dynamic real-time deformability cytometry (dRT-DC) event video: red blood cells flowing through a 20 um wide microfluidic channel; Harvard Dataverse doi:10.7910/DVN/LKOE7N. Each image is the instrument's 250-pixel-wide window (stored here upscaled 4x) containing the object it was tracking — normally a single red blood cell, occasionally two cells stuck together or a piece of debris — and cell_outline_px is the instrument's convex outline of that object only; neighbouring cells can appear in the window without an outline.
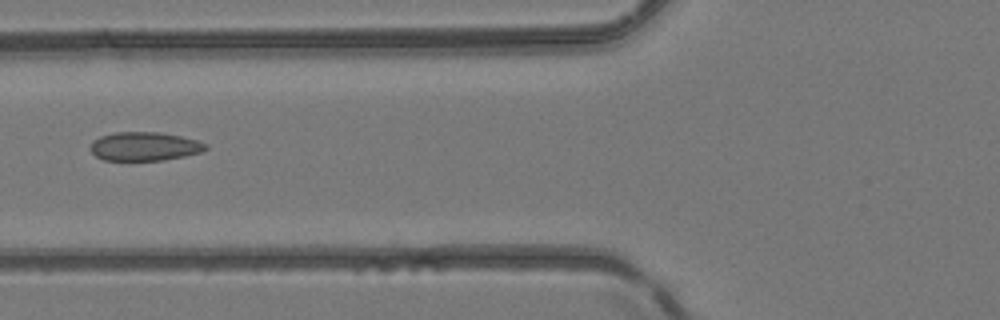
{"species": "common noctule bat (a hibernating species)", "species_latin": "Nyctalus noctula", "temperature_condition": "room temperature", "stored_images_in_passage": 4, "camera_frame_rate_fps": 3000, "um_per_image_px": 0.085, "animal": {"sex": "female", "body_mass_g": 24.6, "forearm_length_mm": 56.2}, "frame": {"image": 1, "passage_image": 4, "time_ms": 3.333, "image_size_px": [1000, 320], "cell_outline_px": [[208, 148], [200, 152], [184, 156], [164, 160], [104, 160], [96, 156], [88, 148], [92, 140], [100, 136], [116, 132], [160, 132], [180, 136], [196, 140], [208, 144]], "centroid_in_image_um": [12.25, 12.44], "position_along_channel_um": 113.5, "area_um2": 19.36}}